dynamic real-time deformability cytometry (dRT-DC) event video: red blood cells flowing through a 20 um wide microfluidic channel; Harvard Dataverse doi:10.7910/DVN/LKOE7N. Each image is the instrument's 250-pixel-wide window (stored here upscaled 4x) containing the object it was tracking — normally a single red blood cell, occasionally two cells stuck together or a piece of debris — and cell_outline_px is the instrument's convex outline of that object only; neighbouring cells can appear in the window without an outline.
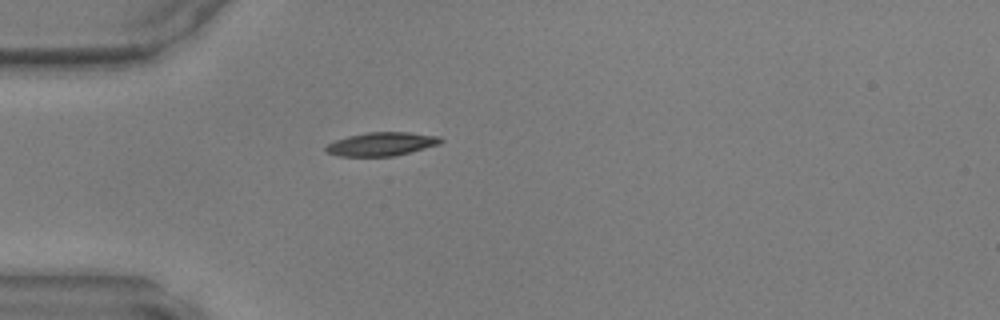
{"species": "common noctule bat (a hibernating species)", "species_latin": "Nyctalus noctula", "temperature_condition": "warm", "stored_images_in_passage": 20, "camera_frame_rate_fps": 3000, "um_per_image_px": 0.085, "animal": {"sex": "male", "body_mass_g": 17.9, "forearm_length_mm": 54.2}, "frame": {"image": 1, "passage_image": 1, "time_ms": 0.0, "image_size_px": [1000, 320], "cell_outline_px": [[444, 140], [440, 144], [396, 156], [340, 156], [324, 152], [324, 148], [328, 144], [336, 140], [348, 136], [368, 132], [408, 132], [440, 136]], "centroid_in_image_um": [32.44, 12.24], "position_along_channel_um": 52.6, "area_um2": 15.84}}
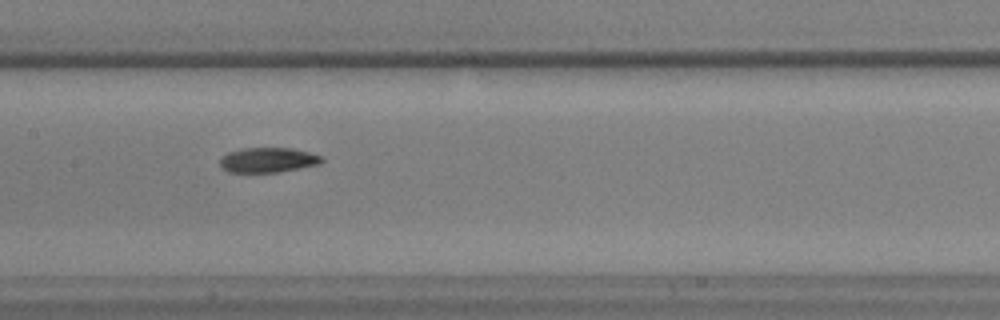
{"frame": {"image": 2, "passage_image": 11, "time_ms": 3.333, "image_size_px": [1000, 320], "cell_outline_px": [[324, 160], [320, 164], [276, 172], [228, 172], [220, 168], [220, 156], [228, 152], [244, 148], [292, 148], [324, 156]], "centroid_in_image_um": [22.76, 13.59], "position_along_channel_um": 184.6, "area_um2": 14.85}}